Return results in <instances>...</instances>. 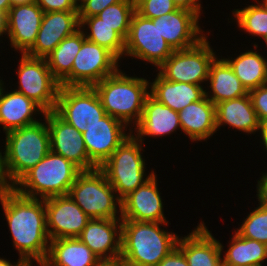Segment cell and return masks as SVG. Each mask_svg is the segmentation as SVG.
I'll use <instances>...</instances> for the list:
<instances>
[{"mask_svg": "<svg viewBox=\"0 0 267 266\" xmlns=\"http://www.w3.org/2000/svg\"><path fill=\"white\" fill-rule=\"evenodd\" d=\"M44 13L56 11H78L75 0H36Z\"/></svg>", "mask_w": 267, "mask_h": 266, "instance_id": "cell-39", "label": "cell"}, {"mask_svg": "<svg viewBox=\"0 0 267 266\" xmlns=\"http://www.w3.org/2000/svg\"><path fill=\"white\" fill-rule=\"evenodd\" d=\"M177 9L173 0H146L135 11L144 18L154 19Z\"/></svg>", "mask_w": 267, "mask_h": 266, "instance_id": "cell-36", "label": "cell"}, {"mask_svg": "<svg viewBox=\"0 0 267 266\" xmlns=\"http://www.w3.org/2000/svg\"><path fill=\"white\" fill-rule=\"evenodd\" d=\"M4 81L0 84V125L5 133L38 123V114H45V111L32 99L24 94L13 90L5 91ZM36 115V116H35Z\"/></svg>", "mask_w": 267, "mask_h": 266, "instance_id": "cell-23", "label": "cell"}, {"mask_svg": "<svg viewBox=\"0 0 267 266\" xmlns=\"http://www.w3.org/2000/svg\"><path fill=\"white\" fill-rule=\"evenodd\" d=\"M183 236L179 237L177 247L183 252L189 266H215L222 259L224 246L214 238L203 221L191 233Z\"/></svg>", "mask_w": 267, "mask_h": 266, "instance_id": "cell-21", "label": "cell"}, {"mask_svg": "<svg viewBox=\"0 0 267 266\" xmlns=\"http://www.w3.org/2000/svg\"><path fill=\"white\" fill-rule=\"evenodd\" d=\"M215 266H227V265L224 263L223 259H221Z\"/></svg>", "mask_w": 267, "mask_h": 266, "instance_id": "cell-52", "label": "cell"}, {"mask_svg": "<svg viewBox=\"0 0 267 266\" xmlns=\"http://www.w3.org/2000/svg\"><path fill=\"white\" fill-rule=\"evenodd\" d=\"M44 12L36 2L13 5L6 16L3 34L10 40V47L25 54L35 43Z\"/></svg>", "mask_w": 267, "mask_h": 266, "instance_id": "cell-18", "label": "cell"}, {"mask_svg": "<svg viewBox=\"0 0 267 266\" xmlns=\"http://www.w3.org/2000/svg\"><path fill=\"white\" fill-rule=\"evenodd\" d=\"M54 111L80 133L107 115L96 90L84 86H61Z\"/></svg>", "mask_w": 267, "mask_h": 266, "instance_id": "cell-12", "label": "cell"}, {"mask_svg": "<svg viewBox=\"0 0 267 266\" xmlns=\"http://www.w3.org/2000/svg\"><path fill=\"white\" fill-rule=\"evenodd\" d=\"M157 266H189L183 252L176 246Z\"/></svg>", "mask_w": 267, "mask_h": 266, "instance_id": "cell-40", "label": "cell"}, {"mask_svg": "<svg viewBox=\"0 0 267 266\" xmlns=\"http://www.w3.org/2000/svg\"><path fill=\"white\" fill-rule=\"evenodd\" d=\"M257 201L267 205V172L262 174L260 179L257 181Z\"/></svg>", "mask_w": 267, "mask_h": 266, "instance_id": "cell-42", "label": "cell"}, {"mask_svg": "<svg viewBox=\"0 0 267 266\" xmlns=\"http://www.w3.org/2000/svg\"><path fill=\"white\" fill-rule=\"evenodd\" d=\"M40 121L5 133V151L0 150V157L8 187H13L51 151L47 121Z\"/></svg>", "mask_w": 267, "mask_h": 266, "instance_id": "cell-2", "label": "cell"}, {"mask_svg": "<svg viewBox=\"0 0 267 266\" xmlns=\"http://www.w3.org/2000/svg\"><path fill=\"white\" fill-rule=\"evenodd\" d=\"M131 128L132 134L142 143L146 136L165 137L176 130L181 131L179 114L168 106L158 102L150 94L146 97L143 107V114L140 121Z\"/></svg>", "mask_w": 267, "mask_h": 266, "instance_id": "cell-22", "label": "cell"}, {"mask_svg": "<svg viewBox=\"0 0 267 266\" xmlns=\"http://www.w3.org/2000/svg\"><path fill=\"white\" fill-rule=\"evenodd\" d=\"M215 116L217 131L228 125L229 128L232 127L248 135L255 134L260 125L249 94L216 104Z\"/></svg>", "mask_w": 267, "mask_h": 266, "instance_id": "cell-26", "label": "cell"}, {"mask_svg": "<svg viewBox=\"0 0 267 266\" xmlns=\"http://www.w3.org/2000/svg\"><path fill=\"white\" fill-rule=\"evenodd\" d=\"M256 4L232 11L238 28L249 34L263 39L267 36V0H255Z\"/></svg>", "mask_w": 267, "mask_h": 266, "instance_id": "cell-33", "label": "cell"}, {"mask_svg": "<svg viewBox=\"0 0 267 266\" xmlns=\"http://www.w3.org/2000/svg\"><path fill=\"white\" fill-rule=\"evenodd\" d=\"M168 222L122 220L120 257L136 266H157L176 246L179 235L161 226Z\"/></svg>", "mask_w": 267, "mask_h": 266, "instance_id": "cell-3", "label": "cell"}, {"mask_svg": "<svg viewBox=\"0 0 267 266\" xmlns=\"http://www.w3.org/2000/svg\"><path fill=\"white\" fill-rule=\"evenodd\" d=\"M127 128L124 122L107 114L82 133L89 159L97 167H100L132 134V129Z\"/></svg>", "mask_w": 267, "mask_h": 266, "instance_id": "cell-15", "label": "cell"}, {"mask_svg": "<svg viewBox=\"0 0 267 266\" xmlns=\"http://www.w3.org/2000/svg\"><path fill=\"white\" fill-rule=\"evenodd\" d=\"M77 4H79L82 0H75Z\"/></svg>", "mask_w": 267, "mask_h": 266, "instance_id": "cell-54", "label": "cell"}, {"mask_svg": "<svg viewBox=\"0 0 267 266\" xmlns=\"http://www.w3.org/2000/svg\"><path fill=\"white\" fill-rule=\"evenodd\" d=\"M95 266H120V256L113 259H100Z\"/></svg>", "mask_w": 267, "mask_h": 266, "instance_id": "cell-44", "label": "cell"}, {"mask_svg": "<svg viewBox=\"0 0 267 266\" xmlns=\"http://www.w3.org/2000/svg\"><path fill=\"white\" fill-rule=\"evenodd\" d=\"M120 266H136V265H132L127 263L126 261H124L121 257H120Z\"/></svg>", "mask_w": 267, "mask_h": 266, "instance_id": "cell-51", "label": "cell"}, {"mask_svg": "<svg viewBox=\"0 0 267 266\" xmlns=\"http://www.w3.org/2000/svg\"><path fill=\"white\" fill-rule=\"evenodd\" d=\"M6 27V16L0 12V37H3V32ZM1 39V38H0Z\"/></svg>", "mask_w": 267, "mask_h": 266, "instance_id": "cell-48", "label": "cell"}, {"mask_svg": "<svg viewBox=\"0 0 267 266\" xmlns=\"http://www.w3.org/2000/svg\"><path fill=\"white\" fill-rule=\"evenodd\" d=\"M0 266H29L23 259L19 258L16 263H12L6 258L0 257Z\"/></svg>", "mask_w": 267, "mask_h": 266, "instance_id": "cell-45", "label": "cell"}, {"mask_svg": "<svg viewBox=\"0 0 267 266\" xmlns=\"http://www.w3.org/2000/svg\"><path fill=\"white\" fill-rule=\"evenodd\" d=\"M79 22L80 30H82L87 40L105 47L120 61L122 58L124 59L125 40L113 29V27L101 23V19L97 16L79 19Z\"/></svg>", "mask_w": 267, "mask_h": 266, "instance_id": "cell-32", "label": "cell"}, {"mask_svg": "<svg viewBox=\"0 0 267 266\" xmlns=\"http://www.w3.org/2000/svg\"><path fill=\"white\" fill-rule=\"evenodd\" d=\"M181 130L191 142L207 141L216 129L215 105L206 96L178 112Z\"/></svg>", "mask_w": 267, "mask_h": 266, "instance_id": "cell-24", "label": "cell"}, {"mask_svg": "<svg viewBox=\"0 0 267 266\" xmlns=\"http://www.w3.org/2000/svg\"><path fill=\"white\" fill-rule=\"evenodd\" d=\"M152 81L149 82V94L176 112L205 97L204 85L168 81L159 73Z\"/></svg>", "mask_w": 267, "mask_h": 266, "instance_id": "cell-25", "label": "cell"}, {"mask_svg": "<svg viewBox=\"0 0 267 266\" xmlns=\"http://www.w3.org/2000/svg\"><path fill=\"white\" fill-rule=\"evenodd\" d=\"M10 1L13 6V5L31 4L34 3L36 0H10Z\"/></svg>", "mask_w": 267, "mask_h": 266, "instance_id": "cell-49", "label": "cell"}, {"mask_svg": "<svg viewBox=\"0 0 267 266\" xmlns=\"http://www.w3.org/2000/svg\"><path fill=\"white\" fill-rule=\"evenodd\" d=\"M82 170L61 155L50 151L13 188L29 198L46 199L68 195Z\"/></svg>", "mask_w": 267, "mask_h": 266, "instance_id": "cell-5", "label": "cell"}, {"mask_svg": "<svg viewBox=\"0 0 267 266\" xmlns=\"http://www.w3.org/2000/svg\"><path fill=\"white\" fill-rule=\"evenodd\" d=\"M68 195L90 219H121V199L99 168L82 171Z\"/></svg>", "mask_w": 267, "mask_h": 266, "instance_id": "cell-7", "label": "cell"}, {"mask_svg": "<svg viewBox=\"0 0 267 266\" xmlns=\"http://www.w3.org/2000/svg\"><path fill=\"white\" fill-rule=\"evenodd\" d=\"M121 61L108 49L87 39L76 54L71 72L60 82L65 87H93L120 69Z\"/></svg>", "mask_w": 267, "mask_h": 266, "instance_id": "cell-10", "label": "cell"}, {"mask_svg": "<svg viewBox=\"0 0 267 266\" xmlns=\"http://www.w3.org/2000/svg\"><path fill=\"white\" fill-rule=\"evenodd\" d=\"M232 68L242 85L250 91L267 84V58L254 50H246L237 55L223 58Z\"/></svg>", "mask_w": 267, "mask_h": 266, "instance_id": "cell-29", "label": "cell"}, {"mask_svg": "<svg viewBox=\"0 0 267 266\" xmlns=\"http://www.w3.org/2000/svg\"><path fill=\"white\" fill-rule=\"evenodd\" d=\"M207 81L209 86L205 90V96L214 105L231 99H237L248 94L247 89L242 85L229 64L218 56L211 63Z\"/></svg>", "mask_w": 267, "mask_h": 266, "instance_id": "cell-27", "label": "cell"}, {"mask_svg": "<svg viewBox=\"0 0 267 266\" xmlns=\"http://www.w3.org/2000/svg\"><path fill=\"white\" fill-rule=\"evenodd\" d=\"M135 9L129 0L112 4L101 11L97 17L101 19V23L113 27V29L126 40L130 21Z\"/></svg>", "mask_w": 267, "mask_h": 266, "instance_id": "cell-34", "label": "cell"}, {"mask_svg": "<svg viewBox=\"0 0 267 266\" xmlns=\"http://www.w3.org/2000/svg\"><path fill=\"white\" fill-rule=\"evenodd\" d=\"M80 29L78 11H56L43 14L36 41L25 53L45 58L66 37Z\"/></svg>", "mask_w": 267, "mask_h": 266, "instance_id": "cell-17", "label": "cell"}, {"mask_svg": "<svg viewBox=\"0 0 267 266\" xmlns=\"http://www.w3.org/2000/svg\"><path fill=\"white\" fill-rule=\"evenodd\" d=\"M122 1L124 0H82L78 4V17L79 19H85L97 16L108 6Z\"/></svg>", "mask_w": 267, "mask_h": 266, "instance_id": "cell-37", "label": "cell"}, {"mask_svg": "<svg viewBox=\"0 0 267 266\" xmlns=\"http://www.w3.org/2000/svg\"><path fill=\"white\" fill-rule=\"evenodd\" d=\"M50 135V150L71 161L82 171L98 168L88 156L83 134L63 120L55 111L45 112Z\"/></svg>", "mask_w": 267, "mask_h": 266, "instance_id": "cell-13", "label": "cell"}, {"mask_svg": "<svg viewBox=\"0 0 267 266\" xmlns=\"http://www.w3.org/2000/svg\"><path fill=\"white\" fill-rule=\"evenodd\" d=\"M1 155V154H0ZM9 187L4 181L3 175H2V170H1V157H0V197L2 194L8 189Z\"/></svg>", "mask_w": 267, "mask_h": 266, "instance_id": "cell-47", "label": "cell"}, {"mask_svg": "<svg viewBox=\"0 0 267 266\" xmlns=\"http://www.w3.org/2000/svg\"><path fill=\"white\" fill-rule=\"evenodd\" d=\"M205 36L195 46L174 51L159 67V74L168 81L201 85L209 76L211 63L217 57Z\"/></svg>", "mask_w": 267, "mask_h": 266, "instance_id": "cell-8", "label": "cell"}, {"mask_svg": "<svg viewBox=\"0 0 267 266\" xmlns=\"http://www.w3.org/2000/svg\"><path fill=\"white\" fill-rule=\"evenodd\" d=\"M50 240L78 237L90 218L69 195L44 199Z\"/></svg>", "mask_w": 267, "mask_h": 266, "instance_id": "cell-14", "label": "cell"}, {"mask_svg": "<svg viewBox=\"0 0 267 266\" xmlns=\"http://www.w3.org/2000/svg\"><path fill=\"white\" fill-rule=\"evenodd\" d=\"M199 20L194 12L178 8L157 18V27L165 41L177 51L195 46L206 36Z\"/></svg>", "mask_w": 267, "mask_h": 266, "instance_id": "cell-19", "label": "cell"}, {"mask_svg": "<svg viewBox=\"0 0 267 266\" xmlns=\"http://www.w3.org/2000/svg\"><path fill=\"white\" fill-rule=\"evenodd\" d=\"M173 52L158 31L157 18L147 19L135 11L125 40L124 57L143 60L159 68Z\"/></svg>", "mask_w": 267, "mask_h": 266, "instance_id": "cell-11", "label": "cell"}, {"mask_svg": "<svg viewBox=\"0 0 267 266\" xmlns=\"http://www.w3.org/2000/svg\"><path fill=\"white\" fill-rule=\"evenodd\" d=\"M136 10L146 0H129Z\"/></svg>", "mask_w": 267, "mask_h": 266, "instance_id": "cell-50", "label": "cell"}, {"mask_svg": "<svg viewBox=\"0 0 267 266\" xmlns=\"http://www.w3.org/2000/svg\"><path fill=\"white\" fill-rule=\"evenodd\" d=\"M222 258L227 266L262 265L267 260V245L241 237L236 231Z\"/></svg>", "mask_w": 267, "mask_h": 266, "instance_id": "cell-30", "label": "cell"}, {"mask_svg": "<svg viewBox=\"0 0 267 266\" xmlns=\"http://www.w3.org/2000/svg\"><path fill=\"white\" fill-rule=\"evenodd\" d=\"M0 202L19 258L28 265L34 262L41 265L50 244L45 200L23 196L9 187Z\"/></svg>", "mask_w": 267, "mask_h": 266, "instance_id": "cell-1", "label": "cell"}, {"mask_svg": "<svg viewBox=\"0 0 267 266\" xmlns=\"http://www.w3.org/2000/svg\"><path fill=\"white\" fill-rule=\"evenodd\" d=\"M100 258L77 237L50 240L41 266H95Z\"/></svg>", "mask_w": 267, "mask_h": 266, "instance_id": "cell-28", "label": "cell"}, {"mask_svg": "<svg viewBox=\"0 0 267 266\" xmlns=\"http://www.w3.org/2000/svg\"><path fill=\"white\" fill-rule=\"evenodd\" d=\"M149 81L129 76L118 69L93 88L98 93L106 114L121 120L130 129L140 121L143 114L144 102L149 95Z\"/></svg>", "mask_w": 267, "mask_h": 266, "instance_id": "cell-4", "label": "cell"}, {"mask_svg": "<svg viewBox=\"0 0 267 266\" xmlns=\"http://www.w3.org/2000/svg\"><path fill=\"white\" fill-rule=\"evenodd\" d=\"M259 121L267 120V84L248 91Z\"/></svg>", "mask_w": 267, "mask_h": 266, "instance_id": "cell-38", "label": "cell"}, {"mask_svg": "<svg viewBox=\"0 0 267 266\" xmlns=\"http://www.w3.org/2000/svg\"><path fill=\"white\" fill-rule=\"evenodd\" d=\"M263 40H264V42L266 43L265 46H267V36H266Z\"/></svg>", "mask_w": 267, "mask_h": 266, "instance_id": "cell-53", "label": "cell"}, {"mask_svg": "<svg viewBox=\"0 0 267 266\" xmlns=\"http://www.w3.org/2000/svg\"><path fill=\"white\" fill-rule=\"evenodd\" d=\"M142 144L131 134L98 167L105 174L107 181L121 200L143 185L155 173L152 169L149 175H146V160L143 158Z\"/></svg>", "mask_w": 267, "mask_h": 266, "instance_id": "cell-6", "label": "cell"}, {"mask_svg": "<svg viewBox=\"0 0 267 266\" xmlns=\"http://www.w3.org/2000/svg\"><path fill=\"white\" fill-rule=\"evenodd\" d=\"M257 132H259V134L261 135L260 143L264 146V148L266 149L265 151L267 152V120L260 122Z\"/></svg>", "mask_w": 267, "mask_h": 266, "instance_id": "cell-43", "label": "cell"}, {"mask_svg": "<svg viewBox=\"0 0 267 266\" xmlns=\"http://www.w3.org/2000/svg\"><path fill=\"white\" fill-rule=\"evenodd\" d=\"M157 174L121 200V220L168 222L158 189Z\"/></svg>", "mask_w": 267, "mask_h": 266, "instance_id": "cell-16", "label": "cell"}, {"mask_svg": "<svg viewBox=\"0 0 267 266\" xmlns=\"http://www.w3.org/2000/svg\"><path fill=\"white\" fill-rule=\"evenodd\" d=\"M18 65L19 86L14 90L32 99L45 112L54 111L61 85L51 73L46 59L21 54Z\"/></svg>", "mask_w": 267, "mask_h": 266, "instance_id": "cell-9", "label": "cell"}, {"mask_svg": "<svg viewBox=\"0 0 267 266\" xmlns=\"http://www.w3.org/2000/svg\"><path fill=\"white\" fill-rule=\"evenodd\" d=\"M173 3L181 9H186L194 12L199 18H201L202 4L201 0H173Z\"/></svg>", "mask_w": 267, "mask_h": 266, "instance_id": "cell-41", "label": "cell"}, {"mask_svg": "<svg viewBox=\"0 0 267 266\" xmlns=\"http://www.w3.org/2000/svg\"><path fill=\"white\" fill-rule=\"evenodd\" d=\"M12 7L10 0H0V12L7 16L9 9Z\"/></svg>", "mask_w": 267, "mask_h": 266, "instance_id": "cell-46", "label": "cell"}, {"mask_svg": "<svg viewBox=\"0 0 267 266\" xmlns=\"http://www.w3.org/2000/svg\"><path fill=\"white\" fill-rule=\"evenodd\" d=\"M82 30L64 38L45 59L53 76L61 82L72 70L76 54L85 40Z\"/></svg>", "mask_w": 267, "mask_h": 266, "instance_id": "cell-31", "label": "cell"}, {"mask_svg": "<svg viewBox=\"0 0 267 266\" xmlns=\"http://www.w3.org/2000/svg\"><path fill=\"white\" fill-rule=\"evenodd\" d=\"M100 259L121 255L122 220L90 219L77 237Z\"/></svg>", "mask_w": 267, "mask_h": 266, "instance_id": "cell-20", "label": "cell"}, {"mask_svg": "<svg viewBox=\"0 0 267 266\" xmlns=\"http://www.w3.org/2000/svg\"><path fill=\"white\" fill-rule=\"evenodd\" d=\"M235 231L241 236L267 245V205L258 202Z\"/></svg>", "mask_w": 267, "mask_h": 266, "instance_id": "cell-35", "label": "cell"}]
</instances>
